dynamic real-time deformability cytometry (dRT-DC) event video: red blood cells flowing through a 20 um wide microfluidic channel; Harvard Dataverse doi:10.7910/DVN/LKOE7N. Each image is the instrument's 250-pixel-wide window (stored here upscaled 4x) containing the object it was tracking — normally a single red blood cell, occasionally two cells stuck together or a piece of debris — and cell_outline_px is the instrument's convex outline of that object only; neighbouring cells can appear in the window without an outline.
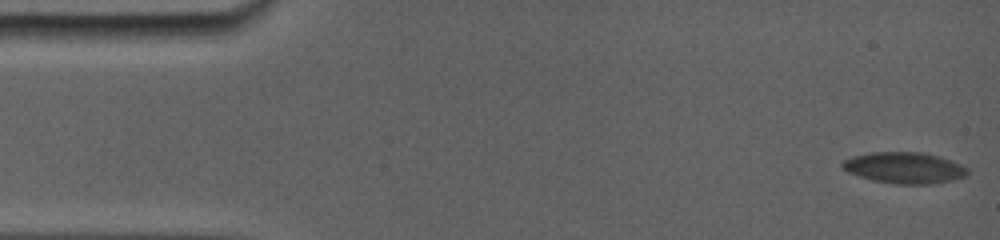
{"species": "common noctule bat (a hibernating species)", "species_latin": "Nyctalus noctula", "temperature_condition": "room temperature", "stored_images_in_passage": 35, "camera_frame_rate_fps": 5000, "um_per_image_px": 0.085, "animal": {"sex": "female", "body_mass_g": 19.0, "forearm_length_mm": 56.7}, "frame": {"image": 1, "passage_image": 1, "time_ms": 0.0, "image_size_px": [1000, 240], "cell_outline_px": [[968, 172], [964, 176], [948, 180], [924, 184], [900, 184], [876, 180], [860, 176], [848, 172], [844, 168], [844, 164], [848, 160], [860, 156], [888, 152], [900, 152], [932, 156], [956, 164], [964, 168]], "centroid_in_image_um": [76.85, 14.3], "position_along_channel_um": 8.1, "area_um2": 20.63}}
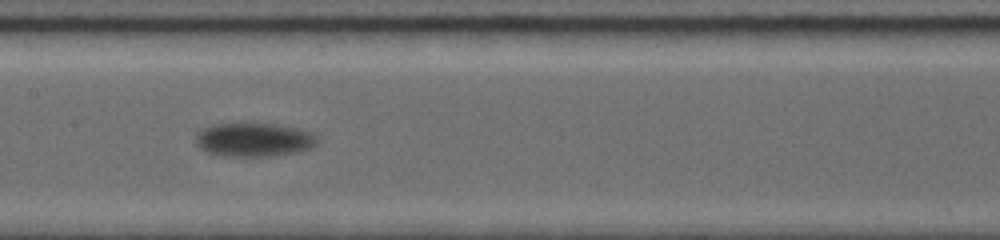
{"frame": {"image": 2, "passage_image": 16, "time_ms": 8.4, "image_size_px": [1000, 240], "cell_outline_px": [[312, 144], [308, 148], [292, 152], [268, 156], [228, 156], [208, 152], [200, 148], [196, 140], [196, 136], [204, 128], [220, 124], [268, 124], [292, 128], [304, 132], [312, 136]], "centroid_in_image_um": [21.44, 11.89], "position_along_channel_um": 186.0, "area_um2": 22.37}}
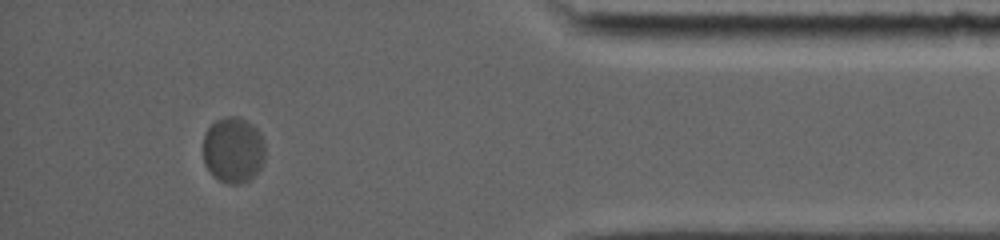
{"frame": {"image": 3, "passage_image": 30, "time_ms": 15.6, "image_size_px": [1000, 240], "cell_outline_px": [[264, 164], [248, 180], [240, 184], [228, 184], [220, 180], [204, 164], [204, 136], [208, 128], [216, 120], [224, 116], [236, 116], [252, 124], [260, 132], [264, 140]], "centroid_in_image_um": [19.85, 12.73], "position_along_channel_um": 415.4, "area_um2": 23.7}, "authors_computed_cell_mechanics": {"area_um2": 22.7154, "velocity_mm_per_s": 3.5777, "shape_relaxation_time_tau1_ms": 2.8812, "shape_relaxation_time_tau2_ms": null, "deformation_change_tau1": 0.0632, "deformation_change_tau2": null}}